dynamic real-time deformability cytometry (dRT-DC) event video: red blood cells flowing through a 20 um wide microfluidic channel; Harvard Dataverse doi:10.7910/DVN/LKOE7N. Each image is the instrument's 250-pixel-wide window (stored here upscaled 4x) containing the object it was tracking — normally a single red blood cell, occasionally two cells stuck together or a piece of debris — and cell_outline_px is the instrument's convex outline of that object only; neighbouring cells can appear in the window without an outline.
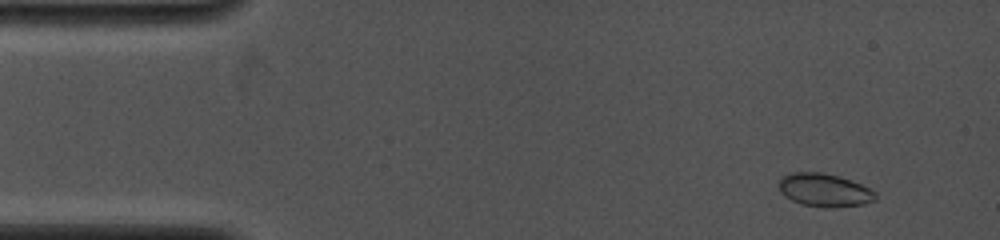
{"species": "common noctule bat (a hibernating species)", "species_latin": "Nyctalus noctula", "temperature_condition": "cold", "stored_images_in_passage": 6, "camera_frame_rate_fps": 4000, "um_per_image_px": 0.085, "animal": {"sex": "female", "body_mass_g": 19.0, "forearm_length_mm": 53.3}, "frame": {"image": 1, "passage_image": 2, "time_ms": 1.0, "image_size_px": [1000, 240], "cell_outline_px": [[876, 200], [864, 204], [832, 208], [828, 208], [800, 204], [784, 196], [780, 192], [776, 184], [784, 176], [792, 172], [824, 172], [840, 176], [860, 184], [876, 192]], "centroid_in_image_um": [70.05, 16.16], "position_along_channel_um": 14.9, "area_um2": 18.9}}